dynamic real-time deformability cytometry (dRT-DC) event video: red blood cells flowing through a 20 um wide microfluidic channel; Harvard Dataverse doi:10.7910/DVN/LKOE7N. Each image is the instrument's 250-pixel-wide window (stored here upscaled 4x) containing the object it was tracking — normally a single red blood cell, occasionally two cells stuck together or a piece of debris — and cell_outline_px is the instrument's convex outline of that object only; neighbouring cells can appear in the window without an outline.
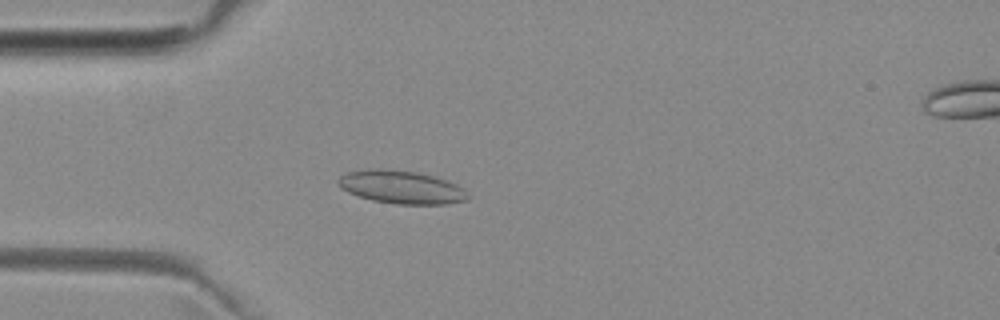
{"species": "common noctule bat (a hibernating species)", "species_latin": "Nyctalus noctula", "temperature_condition": "room temperature", "stored_images_in_passage": 5, "camera_frame_rate_fps": 3000, "um_per_image_px": 0.085, "animal": {"sex": "female", "body_mass_g": 29.2, "forearm_length_mm": 56.3}, "frame": {"image": 1, "passage_image": 4, "time_ms": 4.0, "image_size_px": [1000, 320], "cell_outline_px": [[472, 196], [468, 200], [444, 204], [396, 204], [372, 200], [348, 192], [340, 188], [336, 180], [340, 176], [348, 172], [368, 168], [380, 168], [416, 172], [432, 176], [456, 184], [464, 188]], "centroid_in_image_um": [34.12, 15.91], "position_along_channel_um": 50.9, "area_um2": 25.09}}